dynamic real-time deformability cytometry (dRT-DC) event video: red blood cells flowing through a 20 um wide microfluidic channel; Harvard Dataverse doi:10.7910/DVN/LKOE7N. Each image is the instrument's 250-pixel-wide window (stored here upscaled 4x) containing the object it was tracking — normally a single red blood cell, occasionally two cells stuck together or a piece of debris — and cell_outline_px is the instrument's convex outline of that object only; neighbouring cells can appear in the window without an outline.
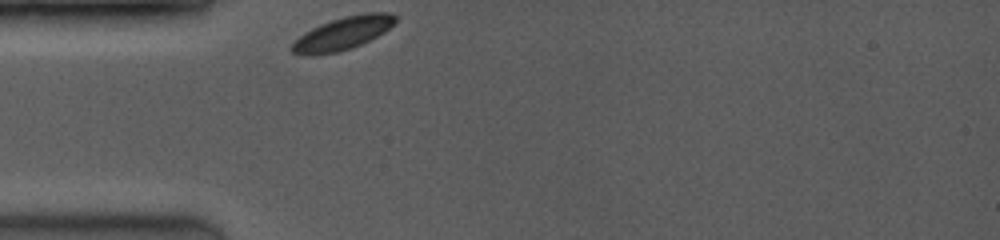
{"species": "common noctule bat (a hibernating species)", "species_latin": "Nyctalus noctula", "temperature_condition": "room temperature", "stored_images_in_passage": 23, "camera_frame_rate_fps": 3500, "um_per_image_px": 0.085, "animal": {"sex": "female", "body_mass_g": 19.0, "forearm_length_mm": 53.3}, "frame": {"image": 1, "passage_image": 1, "time_ms": 0.0, "image_size_px": [1000, 240], "cell_outline_px": [[396, 20], [384, 32], [352, 48], [336, 52], [312, 56], [308, 56], [292, 52], [288, 48], [304, 32], [320, 24], [344, 16], [364, 12], [388, 12], [396, 16]], "centroid_in_image_um": [29.1, 2.84], "position_along_channel_um": 55.9, "area_um2": 19.71}}
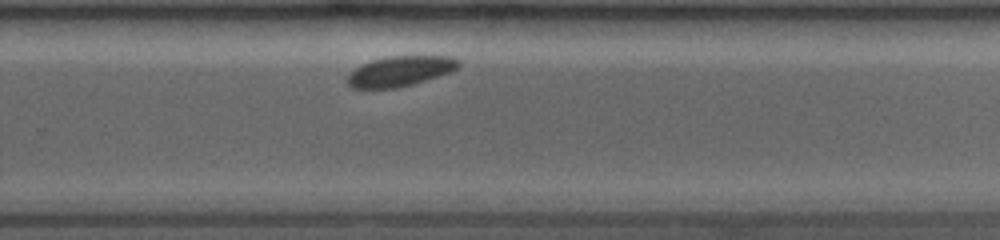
{"frame": {"image": 2, "passage_image": 16, "time_ms": 6.571, "image_size_px": [1000, 240], "cell_outline_px": [[460, 68], [412, 84], [396, 88], [352, 88], [348, 84], [348, 76], [356, 68], [372, 60], [388, 56], [456, 56], [460, 60]], "centroid_in_image_um": [34.06, 6.03], "position_along_channel_um": 295.7, "area_um2": 19.31}}
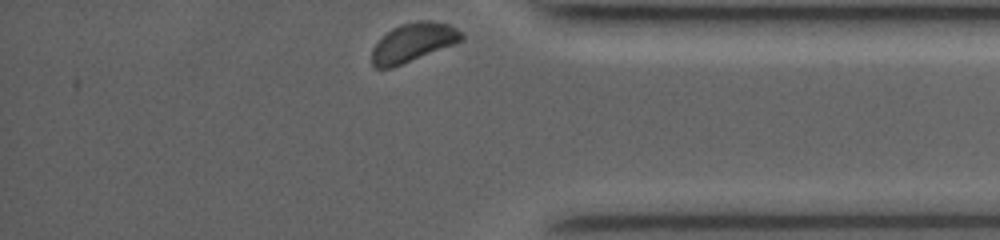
{"frame": {"image": 3, "passage_image": 23, "time_ms": 9.429, "image_size_px": [1000, 240], "cell_outline_px": [[464, 40], [456, 44], [392, 68], [376, 68], [372, 64], [372, 48], [392, 28], [400, 24], [416, 20], [432, 20], [448, 24], [456, 28], [464, 36]], "centroid_in_image_um": [35.15, 3.6], "position_along_channel_um": 400.1, "area_um2": 20.35}, "authors_computed_cell_mechanics": {"area_um2": 20.519, "velocity_mm_per_s": 3.7441, "shape_relaxation_time_tau1_ms": 0.7376, "shape_relaxation_time_tau2_ms": null, "deformation_change_tau1": 0.0393, "deformation_change_tau2": null}}